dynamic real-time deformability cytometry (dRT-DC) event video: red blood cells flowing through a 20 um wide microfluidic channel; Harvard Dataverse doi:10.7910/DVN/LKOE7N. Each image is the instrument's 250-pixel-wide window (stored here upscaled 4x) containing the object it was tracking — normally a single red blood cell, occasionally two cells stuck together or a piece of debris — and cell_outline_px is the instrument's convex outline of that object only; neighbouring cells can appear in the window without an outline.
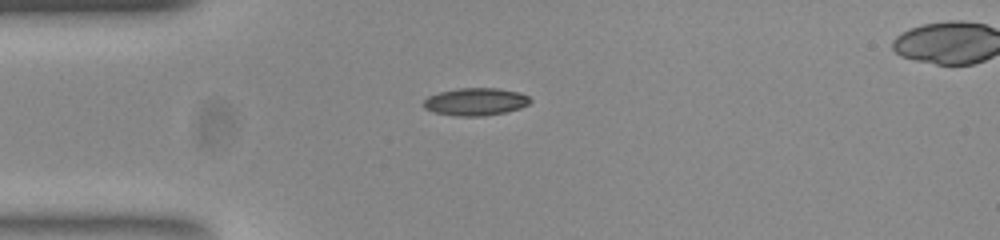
{"species": "common noctule bat (a hibernating species)", "species_latin": "Nyctalus noctula", "temperature_condition": "room temperature", "stored_images_in_passage": 41, "camera_frame_rate_fps": 3000, "um_per_image_px": 0.085, "animal": {"sex": "female", "body_mass_g": 23.0, "forearm_length_mm": 53.4}, "frame": {"image": 1, "passage_image": 1, "time_ms": 0.0, "image_size_px": [1000, 240], "cell_outline_px": [[532, 100], [528, 104], [520, 108], [504, 112], [484, 116], [456, 116], [432, 112], [424, 108], [424, 100], [428, 96], [440, 92], [460, 88], [496, 88], [520, 92], [528, 96]], "centroid_in_image_um": [40.42, 8.65], "position_along_channel_um": 44.6, "area_um2": 17.11}}
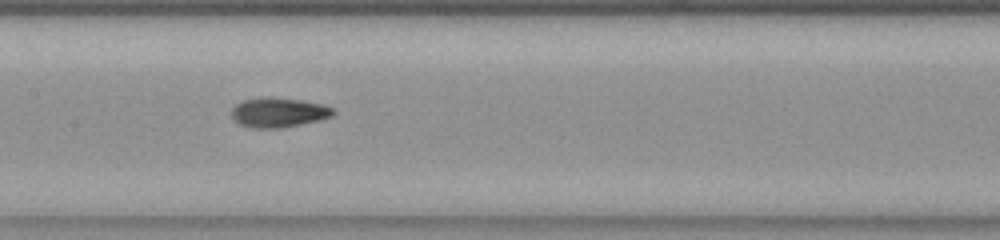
{"frame": {"image": 2, "passage_image": 13, "time_ms": 4.0, "image_size_px": [1000, 240], "cell_outline_px": [[336, 112], [332, 116], [316, 120], [296, 124], [272, 128], [256, 128], [240, 124], [232, 116], [232, 108], [240, 100], [260, 96], [272, 96], [300, 100], [324, 104], [336, 108]], "centroid_in_image_um": [23.67, 9.51], "position_along_channel_um": 183.7, "area_um2": 17.51}}
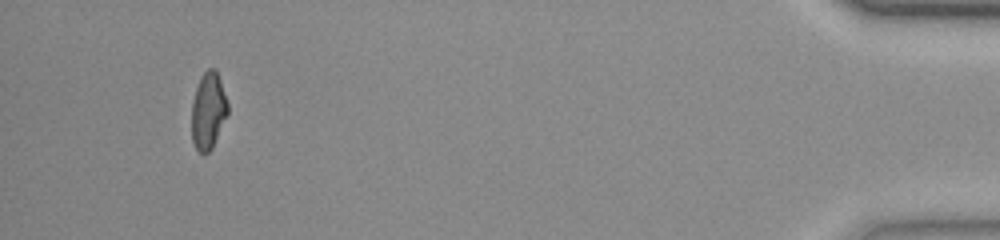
{"frame": {"image": 3, "passage_image": 37, "time_ms": 12.0, "image_size_px": [1000, 240], "cell_outline_px": [[228, 112], [212, 148], [208, 152], [200, 152], [196, 148], [192, 140], [192, 100], [200, 76], [208, 68], [216, 68], [228, 104]], "centroid_in_image_um": [17.69, 9.38], "position_along_channel_um": 417.5, "area_um2": 16.01}, "authors_computed_cell_mechanics": {"area_um2": 16.4152, "velocity_mm_per_s": 3.8908, "shape_relaxation_time_tau1_ms": 5.8962, "shape_relaxation_time_tau2_ms": 2.0367, "deformation_change_tau1": 0.1899, "deformation_change_tau2": 0.0755}}